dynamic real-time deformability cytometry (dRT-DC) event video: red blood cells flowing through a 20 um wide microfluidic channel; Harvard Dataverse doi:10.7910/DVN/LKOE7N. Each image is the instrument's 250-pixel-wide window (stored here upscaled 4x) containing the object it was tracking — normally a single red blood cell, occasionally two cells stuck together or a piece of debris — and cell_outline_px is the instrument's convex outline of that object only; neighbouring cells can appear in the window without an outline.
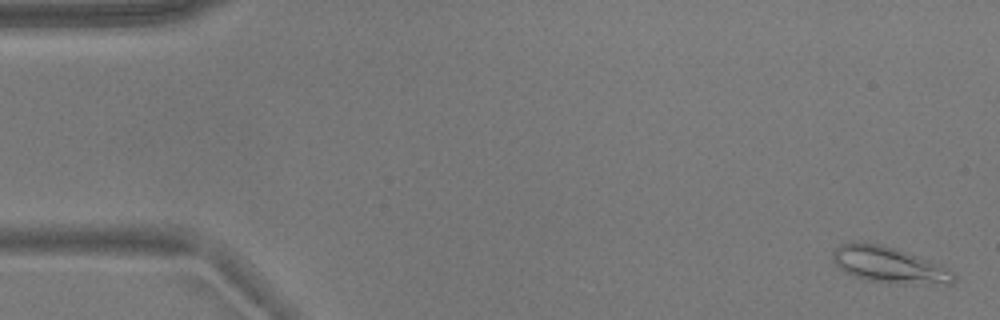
{"species": "common noctule bat (a hibernating species)", "species_latin": "Nyctalus noctula", "temperature_condition": "warm", "stored_images_in_passage": 54, "camera_frame_rate_fps": 3000, "um_per_image_px": 0.085, "animal": {"sex": "male", "body_mass_g": 17.9}, "frame": {"image": 1, "passage_image": 2, "time_ms": 0.333, "image_size_px": [1000, 320], "cell_outline_px": [[956, 280], [952, 284], [924, 284], [868, 280], [844, 272], [832, 260], [832, 248], [840, 244], [852, 240], [884, 244], [908, 252], [940, 264], [952, 272], [956, 276]], "centroid_in_image_um": [75.53, 22.46], "position_along_channel_um": 9.5, "area_um2": 25.66}}
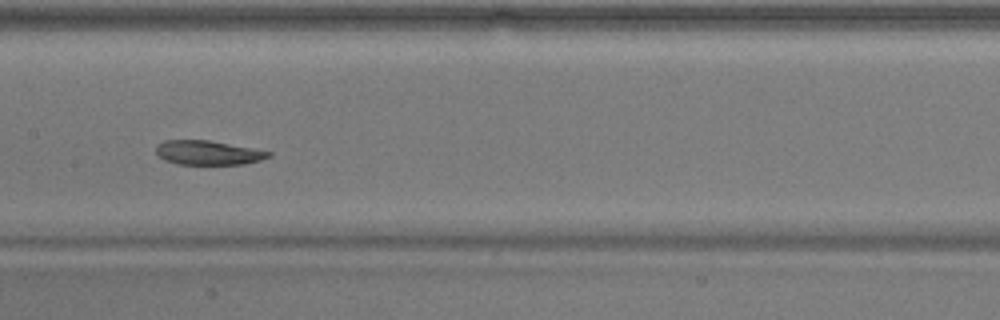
{"frame": {"image": 2, "passage_image": 27, "time_ms": 8.667, "image_size_px": [1000, 320], "cell_outline_px": [[272, 156], [260, 160], [244, 164], [176, 164], [164, 160], [156, 152], [156, 144], [164, 140], [208, 140], [272, 152]], "centroid_in_image_um": [17.66, 12.98], "position_along_channel_um": 189.7, "area_um2": 15.84}}
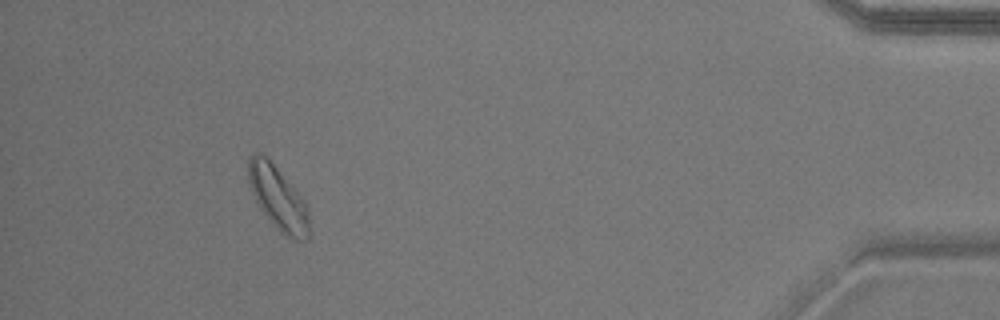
{"frame": {"image": 3, "passage_image": 50, "time_ms": 16.333, "image_size_px": [1000, 320], "cell_outline_px": [[308, 240], [292, 240], [272, 224], [260, 208], [252, 192], [248, 180], [248, 156], [252, 152], [260, 152], [296, 188], [304, 200], [308, 208]], "centroid_in_image_um": [23.62, 16.82], "position_along_channel_um": 411.6, "area_um2": 22.37}, "authors_computed_cell_mechanics": {"area_um2": 18.7272, "velocity_mm_per_s": 3.715, "shape_relaxation_time_tau1_ms": 5.0673, "shape_relaxation_time_tau2_ms": null, "deformation_change_tau1": 0.1142, "deformation_change_tau2": null}}